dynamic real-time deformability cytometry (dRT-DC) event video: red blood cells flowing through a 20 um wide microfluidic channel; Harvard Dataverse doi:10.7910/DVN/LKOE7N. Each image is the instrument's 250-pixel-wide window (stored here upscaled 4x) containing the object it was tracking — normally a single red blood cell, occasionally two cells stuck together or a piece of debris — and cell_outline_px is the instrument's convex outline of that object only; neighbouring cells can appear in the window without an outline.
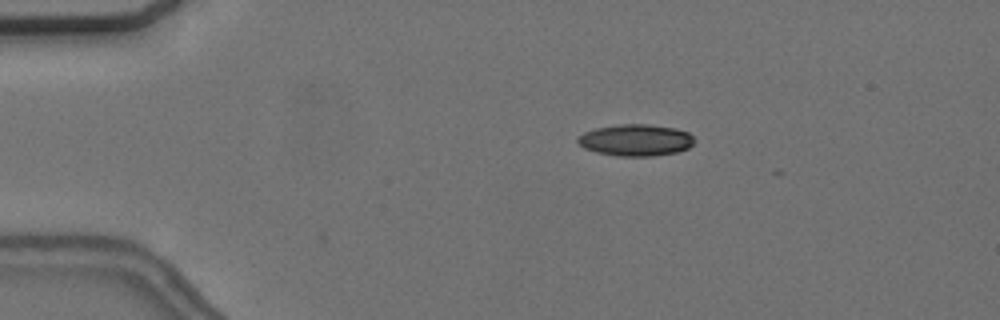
{"species": "common noctule bat (a hibernating species)", "species_latin": "Nyctalus noctula", "temperature_condition": "cold", "stored_images_in_passage": 6, "segment_of_instrument_passage": [1, 2], "camera_frame_rate_fps": 3000, "um_per_image_px": 0.085, "animal": {"sex": "female", "body_mass_g": 24.6, "forearm_length_mm": 56.2}, "frame": {"image": 1, "passage_image": 4, "time_ms": 3.333, "image_size_px": [1000, 320], "cell_outline_px": [[696, 140], [688, 148], [676, 152], [652, 156], [616, 156], [596, 152], [584, 148], [576, 140], [584, 132], [596, 128], [620, 124], [648, 124], [676, 128], [688, 132]], "centroid_in_image_um": [54.05, 11.91], "position_along_channel_um": 31.0, "area_um2": 21.5}}